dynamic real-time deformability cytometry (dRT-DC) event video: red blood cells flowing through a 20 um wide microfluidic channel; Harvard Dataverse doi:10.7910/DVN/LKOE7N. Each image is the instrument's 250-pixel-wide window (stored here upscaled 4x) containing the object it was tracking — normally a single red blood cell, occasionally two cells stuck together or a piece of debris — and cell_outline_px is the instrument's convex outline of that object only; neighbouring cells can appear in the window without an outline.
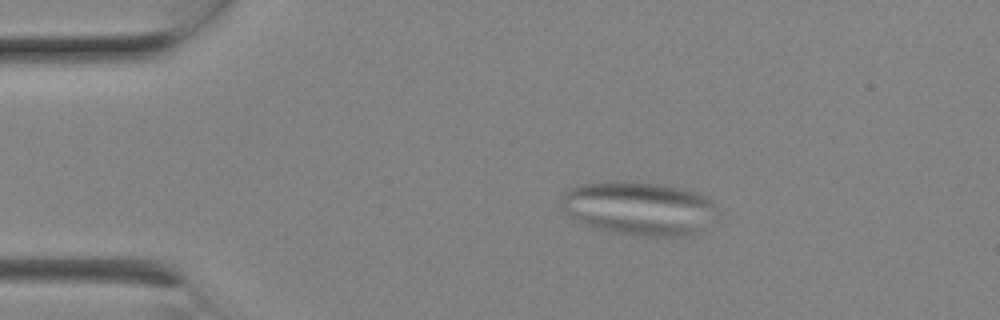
{"species": "Egyptian fruit bat (a non-hibernating species)", "species_latin": "Rousettus aegyptiacus", "temperature_condition": "room temperature", "stored_images_in_passage": 6, "camera_frame_rate_fps": 3000, "um_per_image_px": 0.085, "animal": {"sex": "female"}, "frame": {"image": 1, "passage_image": 4, "time_ms": 1.0, "image_size_px": [1000, 320], "cell_outline_px": [[712, 204], [700, 232], [684, 236], [644, 236], [620, 232], [600, 228], [588, 224], [564, 212], [560, 200], [560, 196], [568, 188], [584, 184], [616, 180], [664, 184], [680, 188], [692, 192], [708, 200]], "centroid_in_image_um": [54.17, 17.67], "position_along_channel_um": 30.8, "area_um2": 47.05}}